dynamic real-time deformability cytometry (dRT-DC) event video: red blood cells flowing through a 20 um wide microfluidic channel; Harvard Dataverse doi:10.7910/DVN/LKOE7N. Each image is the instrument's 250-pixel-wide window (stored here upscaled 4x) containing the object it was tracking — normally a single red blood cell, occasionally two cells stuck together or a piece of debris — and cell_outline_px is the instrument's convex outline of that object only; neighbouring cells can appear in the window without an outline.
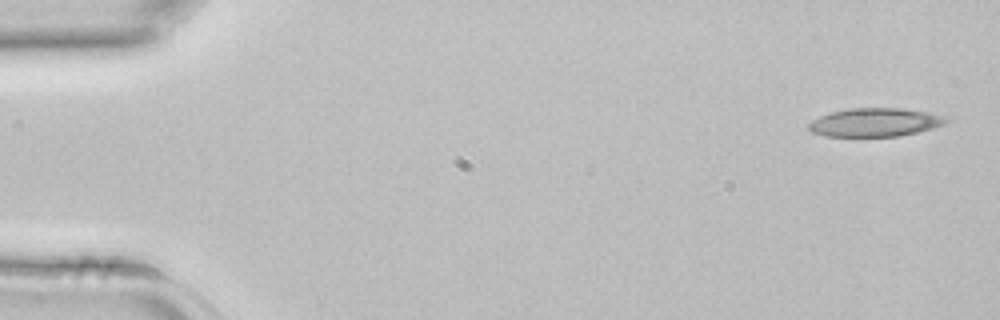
{"species": "common noctule bat (a hibernating species)", "species_latin": "Nyctalus noctula", "temperature_condition": "room temperature", "stored_images_in_passage": 5, "camera_frame_rate_fps": 3000, "um_per_image_px": 0.085, "animal": {"sex": "female", "body_mass_g": 22.7, "forearm_length_mm": 54.2}, "frame": {"image": 1, "passage_image": 1, "time_ms": 0.0, "image_size_px": [1000, 320], "cell_outline_px": [[952, 120], [944, 124], [932, 128], [900, 136], [824, 136], [812, 132], [808, 128], [808, 124], [812, 120], [820, 116], [832, 112], [848, 108], [904, 108], [928, 112]], "centroid_in_image_um": [74.36, 10.39], "position_along_channel_um": 10.6, "area_um2": 22.72}}